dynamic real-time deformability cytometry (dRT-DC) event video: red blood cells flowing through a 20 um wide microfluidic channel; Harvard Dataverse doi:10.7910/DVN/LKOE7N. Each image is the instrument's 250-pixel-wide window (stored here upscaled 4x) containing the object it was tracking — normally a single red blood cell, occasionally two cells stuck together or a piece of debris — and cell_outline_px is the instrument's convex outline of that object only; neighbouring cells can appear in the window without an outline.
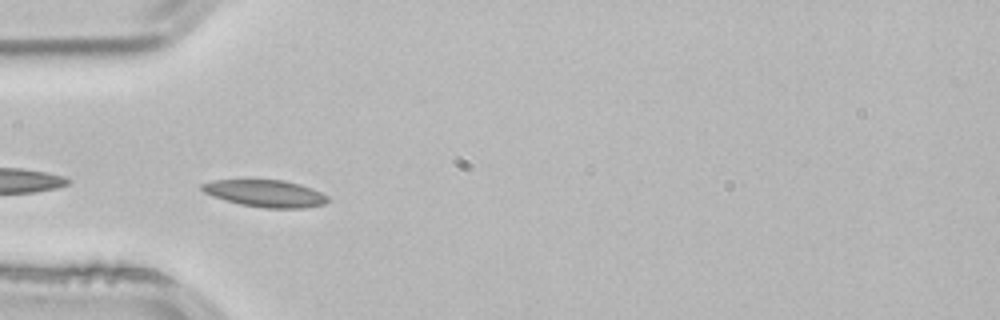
{"species": "common noctule bat (a hibernating species)", "species_latin": "Nyctalus noctula", "temperature_condition": "room temperature", "stored_images_in_passage": 3, "camera_frame_rate_fps": 3000, "um_per_image_px": 0.085, "animal": {"sex": "male", "body_mass_g": 21.5, "forearm_length_mm": 52.0}, "frame": {"image": 1, "passage_image": 3, "time_ms": 0.667, "image_size_px": [1000, 320], "cell_outline_px": [[328, 200], [324, 204], [304, 208], [264, 208], [240, 204], [212, 196], [204, 192], [200, 188], [200, 184], [212, 180], [284, 180], [300, 184], [312, 188], [328, 196]], "centroid_in_image_um": [22.55, 16.44], "position_along_channel_um": 62.5, "area_um2": 19.83}}